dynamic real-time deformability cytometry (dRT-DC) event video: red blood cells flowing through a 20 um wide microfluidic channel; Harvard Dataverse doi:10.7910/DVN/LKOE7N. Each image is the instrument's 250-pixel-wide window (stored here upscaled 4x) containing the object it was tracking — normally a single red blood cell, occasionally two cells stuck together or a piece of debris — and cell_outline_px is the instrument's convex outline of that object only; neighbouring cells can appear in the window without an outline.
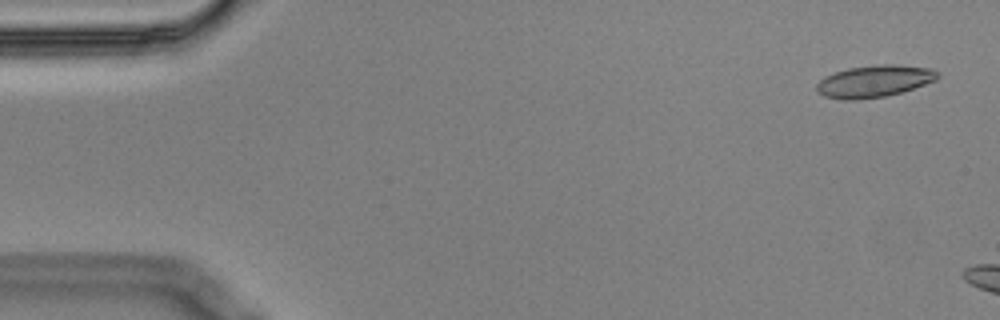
{"species": "Egyptian fruit bat (a non-hibernating species)", "species_latin": "Rousettus aegyptiacus", "temperature_condition": "cold", "stored_images_in_passage": 3, "camera_frame_rate_fps": 3000, "um_per_image_px": 0.085, "animal": {"sex": "male"}, "frame": {"image": 1, "passage_image": 1, "time_ms": 0.0, "image_size_px": [1000, 320], "cell_outline_px": [[940, 76], [936, 80], [900, 92], [884, 96], [856, 100], [844, 100], [824, 96], [816, 88], [816, 84], [824, 76], [848, 68], [880, 64], [892, 64], [932, 68], [940, 72]], "centroid_in_image_um": [74.32, 6.89], "position_along_channel_um": 10.7, "area_um2": 22.43}}